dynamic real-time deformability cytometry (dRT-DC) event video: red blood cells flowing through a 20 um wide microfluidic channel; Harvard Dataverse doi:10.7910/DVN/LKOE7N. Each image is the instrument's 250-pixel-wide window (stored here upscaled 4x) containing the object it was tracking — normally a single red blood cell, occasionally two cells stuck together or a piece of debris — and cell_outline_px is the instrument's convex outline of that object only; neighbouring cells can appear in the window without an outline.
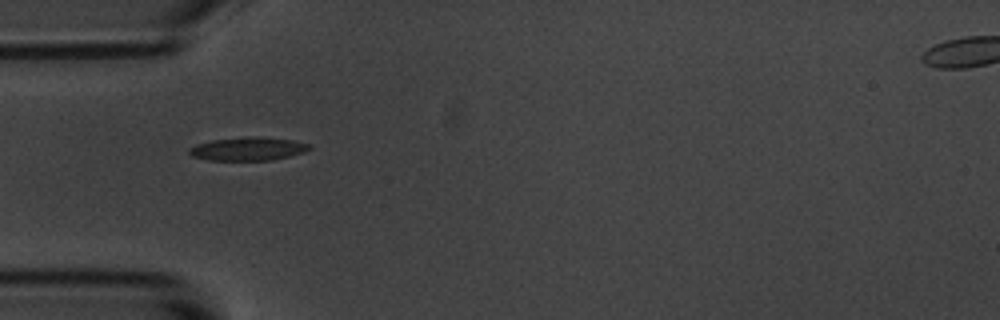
{"species": "common noctule bat (a hibernating species)", "species_latin": "Nyctalus noctula", "temperature_condition": "room temperature", "stored_images_in_passage": 6, "camera_frame_rate_fps": 3000, "um_per_image_px": 0.085, "animal": {"sex": "male", "body_mass_g": 20.1, "forearm_length_mm": 53.5}, "frame": {"image": 1, "passage_image": 5, "time_ms": 5.0, "image_size_px": [1000, 320], "cell_outline_px": [[312, 148], [304, 152], [272, 160], [208, 160], [192, 156], [188, 152], [188, 148], [196, 144], [212, 140], [252, 136], [260, 136], [292, 140], [308, 144]], "centroid_in_image_um": [21.05, 12.65], "position_along_channel_um": 63.9, "area_um2": 16.3}}